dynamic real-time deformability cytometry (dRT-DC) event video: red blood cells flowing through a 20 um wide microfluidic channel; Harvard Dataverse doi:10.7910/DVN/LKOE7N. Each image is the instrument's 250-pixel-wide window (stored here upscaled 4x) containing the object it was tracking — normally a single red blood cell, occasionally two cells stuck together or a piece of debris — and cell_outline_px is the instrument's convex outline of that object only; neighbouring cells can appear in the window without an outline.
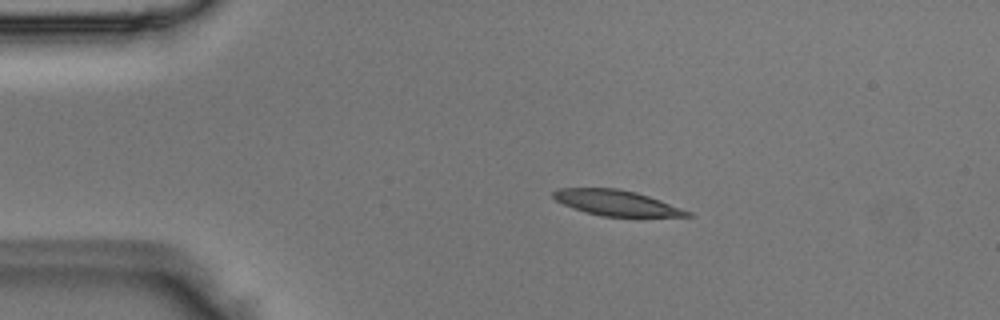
{"species": "Egyptian fruit bat (a non-hibernating species)", "species_latin": "Rousettus aegyptiacus", "temperature_condition": "room temperature", "stored_images_in_passage": 49, "camera_frame_rate_fps": 3000, "um_per_image_px": 0.085, "animal": {"sex": "male"}, "frame": {"image": 1, "passage_image": 9, "time_ms": 2.667, "image_size_px": [1000, 320], "cell_outline_px": [[692, 216], [604, 216], [584, 212], [564, 204], [556, 200], [552, 196], [552, 192], [560, 188], [620, 188], [636, 192], [660, 200], [692, 212]], "centroid_in_image_um": [52.38, 17.23], "position_along_channel_um": 32.6, "area_um2": 19.65}}
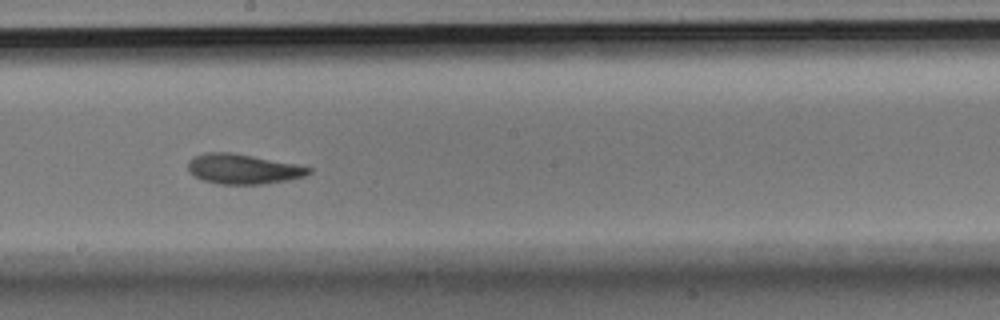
{"frame": {"image": 2, "passage_image": 27, "time_ms": 8.667, "image_size_px": [1000, 320], "cell_outline_px": [[312, 172], [304, 176], [288, 180], [264, 184], [220, 184], [204, 180], [196, 176], [188, 168], [188, 160], [192, 156], [204, 152], [232, 152], [296, 164], [312, 168]], "centroid_in_image_um": [20.66, 14.35], "position_along_channel_um": 227.5, "area_um2": 21.04}}
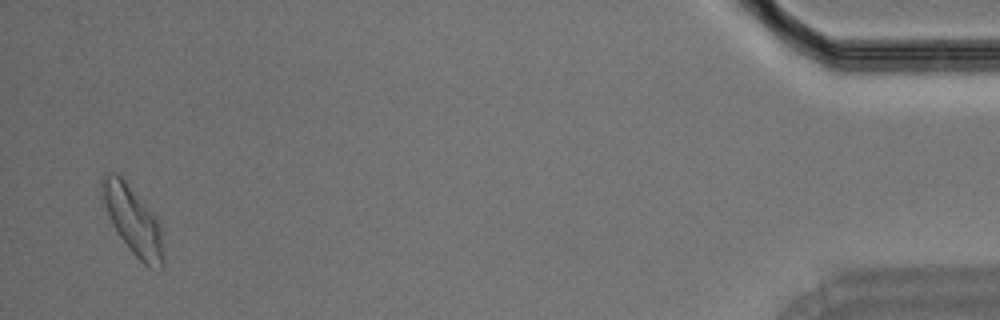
{"frame": {"image": 3, "passage_image": 48, "time_ms": 15.667, "image_size_px": [1000, 320], "cell_outline_px": [[164, 268], [148, 268], [132, 252], [120, 236], [112, 224], [104, 204], [100, 184], [100, 176], [104, 172], [116, 172], [124, 180], [156, 216], [160, 224], [164, 256]], "centroid_in_image_um": [11.3, 18.72], "position_along_channel_um": 423.9, "area_um2": 24.28}}